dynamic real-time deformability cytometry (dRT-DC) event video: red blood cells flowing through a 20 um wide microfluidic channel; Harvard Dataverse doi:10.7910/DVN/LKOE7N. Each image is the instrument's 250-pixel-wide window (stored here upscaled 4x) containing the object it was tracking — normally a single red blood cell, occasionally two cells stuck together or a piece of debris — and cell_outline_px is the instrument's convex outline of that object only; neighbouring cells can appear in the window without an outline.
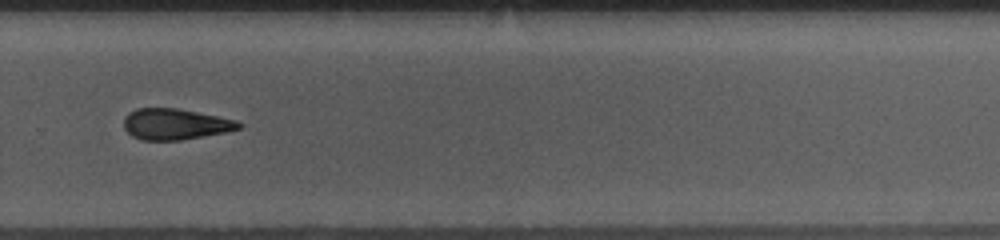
{"species": "common noctule bat (a hibernating species)", "species_latin": "Nyctalus noctula", "temperature_condition": "room temperature", "stored_images_in_passage": 39, "camera_frame_rate_fps": 3000, "um_per_image_px": 0.085, "animal": {"sex": "female", "body_mass_g": 10.0, "forearm_length_mm": 53.1}, "frame": {"image": 1, "passage_image": 28, "time_ms": 9.0, "image_size_px": [1000, 240], "cell_outline_px": [[244, 124], [240, 128], [224, 132], [180, 140], [140, 140], [132, 136], [124, 128], [124, 116], [128, 112], [136, 108], [176, 108], [236, 120]], "centroid_in_image_um": [14.85, 10.55], "position_along_channel_um": 315.0, "area_um2": 20.63}, "authors_computed_cell_mechanics": {"area_um2": 21.7906, "velocity_mm_per_s": 3.7642, "shape_relaxation_time_tau1_ms": 3.7134, "shape_relaxation_time_tau2_ms": null, "deformation_change_tau1": 0.1404, "deformation_change_tau2": null}}